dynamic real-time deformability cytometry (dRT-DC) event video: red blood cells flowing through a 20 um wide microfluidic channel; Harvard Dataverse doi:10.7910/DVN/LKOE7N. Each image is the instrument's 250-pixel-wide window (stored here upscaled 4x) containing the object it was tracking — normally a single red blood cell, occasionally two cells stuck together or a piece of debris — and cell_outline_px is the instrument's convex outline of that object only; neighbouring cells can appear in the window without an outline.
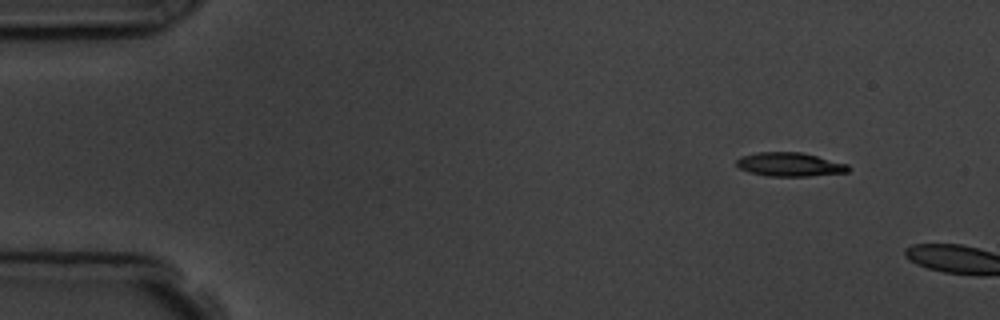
{"species": "common noctule bat (a hibernating species)", "species_latin": "Nyctalus noctula", "temperature_condition": "room temperature", "stored_images_in_passage": 2, "camera_frame_rate_fps": 3000, "um_per_image_px": 0.085, "animal": {"sex": "male", "body_mass_g": 19.5, "forearm_length_mm": 54.6}, "frame": {"image": 1, "passage_image": 1, "time_ms": 0.0, "image_size_px": [1000, 320], "cell_outline_px": [[852, 168], [848, 172], [808, 176], [768, 176], [748, 172], [740, 168], [736, 164], [736, 160], [740, 156], [756, 152], [800, 152], [848, 164]], "centroid_in_image_um": [67.11, 13.98], "position_along_channel_um": 17.9, "area_um2": 15.55}}